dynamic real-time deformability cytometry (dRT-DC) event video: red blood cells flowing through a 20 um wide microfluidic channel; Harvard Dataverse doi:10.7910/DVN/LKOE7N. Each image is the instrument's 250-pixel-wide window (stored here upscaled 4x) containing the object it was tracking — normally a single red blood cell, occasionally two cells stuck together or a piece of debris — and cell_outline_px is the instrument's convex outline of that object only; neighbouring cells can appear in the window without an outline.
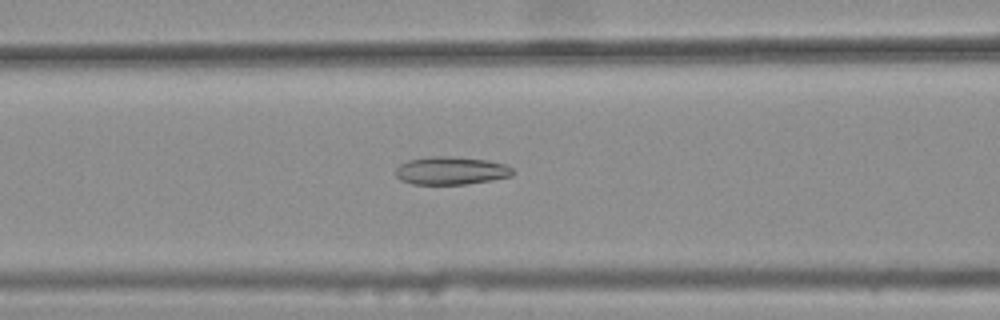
{"species": "common noctule bat (a hibernating species)", "species_latin": "Nyctalus noctula", "temperature_condition": "warm", "stored_images_in_passage": 43, "camera_frame_rate_fps": 3000, "um_per_image_px": 0.085, "animal": {"sex": "female", "body_mass_g": 25.1}, "frame": {"image": 1, "passage_image": 19, "time_ms": 6.0, "image_size_px": [1000, 320], "cell_outline_px": [[512, 176], [492, 180], [464, 184], [412, 184], [400, 180], [396, 176], [396, 168], [400, 164], [408, 160], [428, 156], [452, 156], [488, 160], [504, 164], [512, 168]], "centroid_in_image_um": [38.31, 14.5], "position_along_channel_um": 128.3, "area_um2": 19.13}}
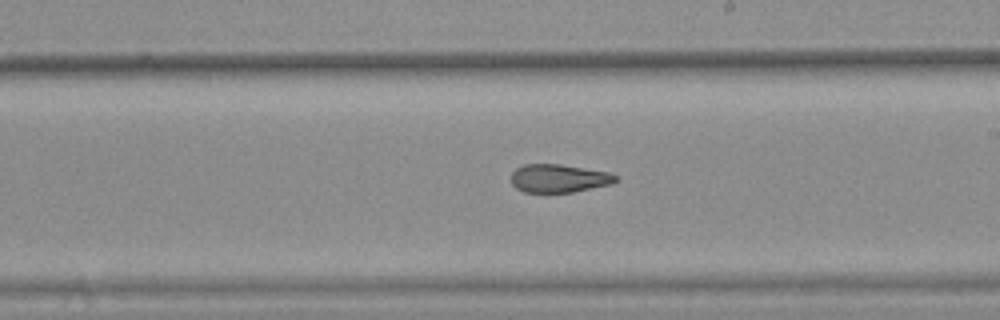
{"frame": {"image": 2, "passage_image": 28, "time_ms": 9.0, "image_size_px": [1000, 320], "cell_outline_px": [[620, 180], [612, 184], [572, 192], [524, 192], [516, 188], [512, 184], [512, 172], [516, 168], [524, 164], [560, 164], [608, 172], [620, 176]], "centroid_in_image_um": [47.54, 15.16], "position_along_channel_um": 241.5, "area_um2": 17.28}}
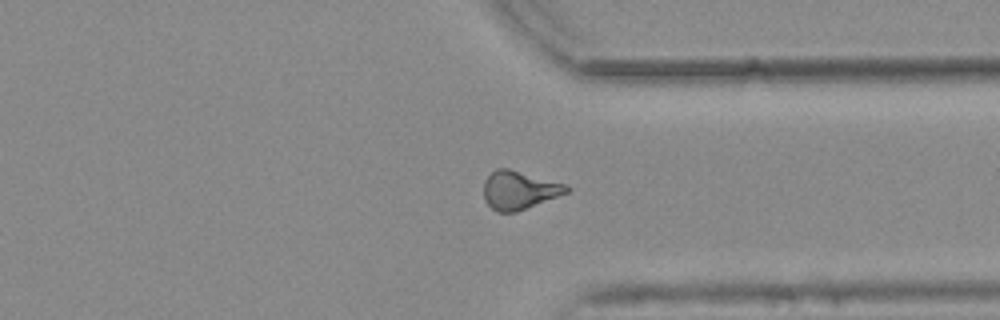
{"frame": {"image": 3, "passage_image": 38, "time_ms": 12.333, "image_size_px": [1000, 320], "cell_outline_px": [[572, 188], [568, 192], [516, 212], [496, 212], [484, 200], [484, 180], [496, 168], [508, 168], [568, 184]], "centroid_in_image_um": [44.14, 16.15], "position_along_channel_um": 367.3, "area_um2": 18.55}, "authors_computed_cell_mechanics": {"area_um2": 18.4382, "velocity_mm_per_s": 3.7828, "shape_relaxation_time_tau1_ms": null, "shape_relaxation_time_tau2_ms": 3.4563, "deformation_change_tau1": null, "deformation_change_tau2": 0.1282}}